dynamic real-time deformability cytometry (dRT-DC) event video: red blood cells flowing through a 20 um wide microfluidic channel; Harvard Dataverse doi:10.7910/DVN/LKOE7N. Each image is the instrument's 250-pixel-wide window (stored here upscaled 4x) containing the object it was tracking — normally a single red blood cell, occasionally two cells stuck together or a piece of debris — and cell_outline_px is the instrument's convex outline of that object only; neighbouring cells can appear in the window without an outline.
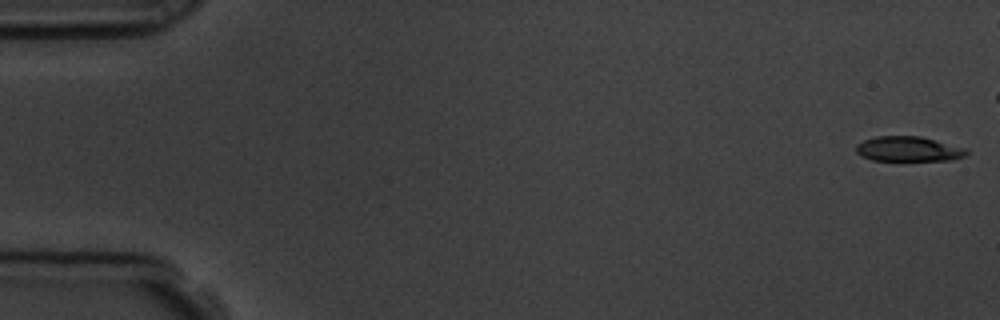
{"species": "common noctule bat (a hibernating species)", "species_latin": "Nyctalus noctula", "temperature_condition": "room temperature", "stored_images_in_passage": 50, "camera_frame_rate_fps": 3000, "um_per_image_px": 0.085, "animal": {"sex": "male", "body_mass_g": 19.5, "forearm_length_mm": 54.6}, "frame": {"image": 1, "passage_image": 1, "time_ms": 0.0, "image_size_px": [1000, 320], "cell_outline_px": [[968, 156], [952, 160], [872, 160], [856, 152], [856, 144], [864, 140], [876, 136], [920, 136], [968, 148]], "centroid_in_image_um": [77.28, 12.66], "position_along_channel_um": 7.7, "area_um2": 16.13}}
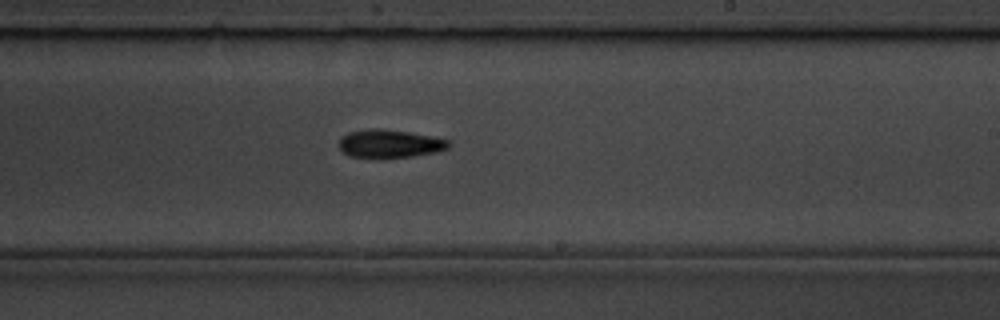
{"frame": {"image": 2, "passage_image": 32, "time_ms": 10.333, "image_size_px": [1000, 320], "cell_outline_px": [[448, 148], [436, 152], [412, 156], [376, 160], [348, 156], [340, 148], [340, 136], [348, 132], [376, 128], [380, 128], [408, 132], [432, 136], [448, 140]], "centroid_in_image_um": [33.07, 12.24], "position_along_channel_um": 255.9, "area_um2": 18.32}}
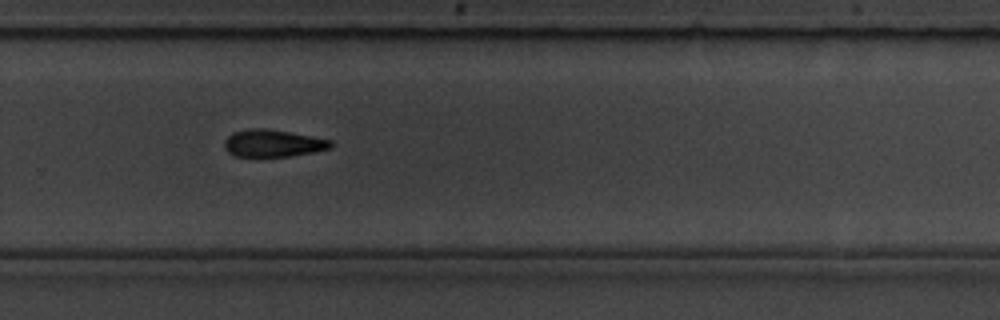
{"frame": {"image": 3, "passage_image": 36, "time_ms": 11.667, "image_size_px": [1000, 320], "cell_outline_px": [[332, 148], [312, 152], [288, 156], [232, 156], [224, 148], [224, 140], [232, 132], [248, 128], [264, 128], [288, 132], [332, 140]], "centroid_in_image_um": [23.15, 12.17], "position_along_channel_um": 306.6, "area_um2": 16.82}, "authors_computed_cell_mechanics": {"area_um2": 17.4845, "velocity_mm_per_s": 3.8206, "shape_relaxation_time_tau1_ms": 3.7114, "shape_relaxation_time_tau2_ms": null, "deformation_change_tau1": 0.1265, "deformation_change_tau2": null}}